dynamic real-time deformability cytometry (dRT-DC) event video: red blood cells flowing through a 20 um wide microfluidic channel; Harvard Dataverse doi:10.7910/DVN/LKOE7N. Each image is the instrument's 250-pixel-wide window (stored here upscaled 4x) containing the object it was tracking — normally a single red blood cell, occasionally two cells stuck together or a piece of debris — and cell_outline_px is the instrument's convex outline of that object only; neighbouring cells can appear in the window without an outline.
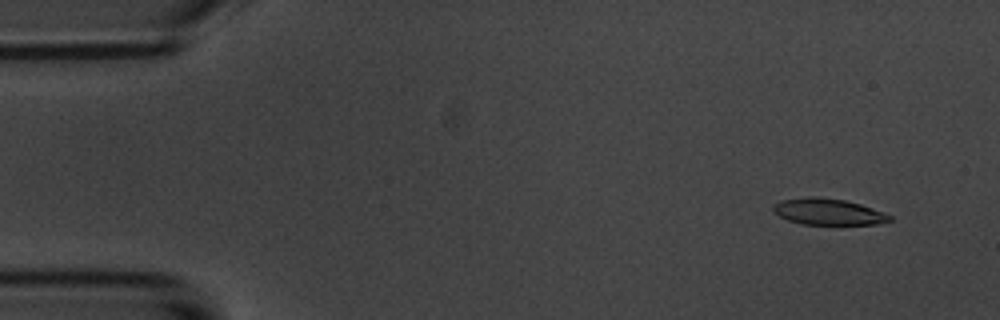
{"species": "common noctule bat (a hibernating species)", "species_latin": "Nyctalus noctula", "temperature_condition": "room temperature", "stored_images_in_passage": 53, "camera_frame_rate_fps": 3000, "um_per_image_px": 0.085, "animal": {"sex": "male", "body_mass_g": 20.1, "forearm_length_mm": 53.5}, "frame": {"image": 1, "passage_image": 1, "time_ms": 0.0, "image_size_px": [1000, 320], "cell_outline_px": [[892, 220], [876, 224], [800, 224], [788, 220], [772, 212], [772, 204], [780, 200], [812, 196], [844, 200], [860, 204], [872, 208], [892, 216]], "centroid_in_image_um": [70.34, 17.99], "position_along_channel_um": 14.7, "area_um2": 17.8}}
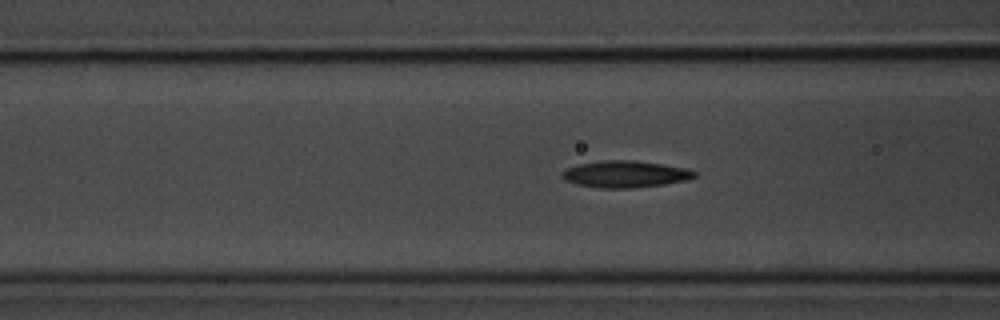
{"frame": {"image": 2, "passage_image": 18, "time_ms": 5.667, "image_size_px": [1000, 320], "cell_outline_px": [[696, 176], [688, 180], [664, 184], [632, 188], [600, 188], [576, 184], [564, 180], [560, 176], [560, 172], [568, 168], [580, 164], [604, 160], [636, 160], [688, 168], [696, 172]], "centroid_in_image_um": [53.15, 14.8], "position_along_channel_um": 113.5, "area_um2": 20.75}}
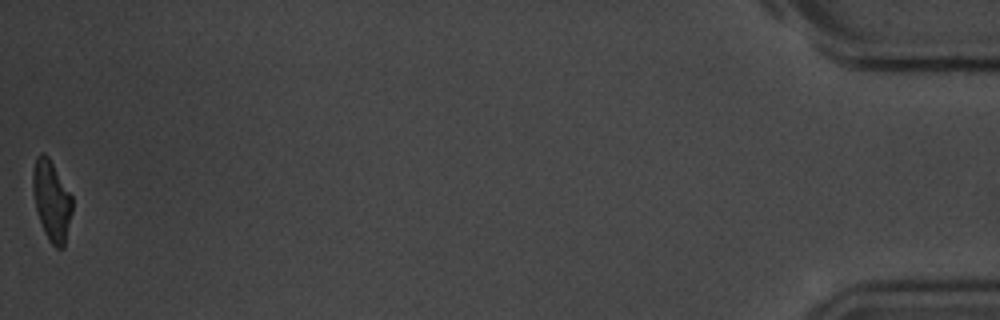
{"frame": {"image": 3, "passage_image": 53, "time_ms": 17.333, "image_size_px": [1000, 320], "cell_outline_px": [[72, 212], [64, 248], [56, 248], [48, 240], [44, 232], [36, 208], [32, 188], [32, 172], [36, 156], [40, 152], [44, 152], [48, 156], [72, 196]], "centroid_in_image_um": [4.38, 17.04], "position_along_channel_um": 430.8, "area_um2": 18.44}, "authors_computed_cell_mechanics": {"area_um2": 19.5364, "velocity_mm_per_s": 3.5666, "shape_relaxation_time_tau1_ms": 3.922, "shape_relaxation_time_tau2_ms": 5.7206, "deformation_change_tau1": 0.1577, "deformation_change_tau2": 0.1302}}